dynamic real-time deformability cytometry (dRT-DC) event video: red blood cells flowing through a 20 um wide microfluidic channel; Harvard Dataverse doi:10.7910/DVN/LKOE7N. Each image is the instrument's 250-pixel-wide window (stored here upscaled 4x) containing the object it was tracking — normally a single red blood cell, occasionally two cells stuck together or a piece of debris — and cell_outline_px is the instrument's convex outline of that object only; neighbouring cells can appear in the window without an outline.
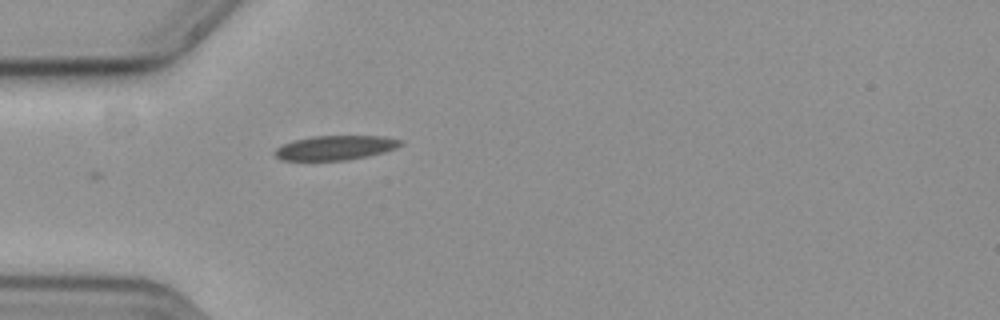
{"species": "common noctule bat (a hibernating species)", "species_latin": "Nyctalus noctula", "temperature_condition": "cold", "stored_images_in_passage": 3, "camera_frame_rate_fps": 3000, "um_per_image_px": 0.085, "animal": {"sex": "female", "body_mass_g": 19.3, "forearm_length_mm": 54.1}, "frame": {"image": 1, "passage_image": 1, "time_ms": 0.0, "image_size_px": [1000, 320], "cell_outline_px": [[404, 144], [396, 148], [384, 152], [368, 156], [348, 160], [280, 160], [272, 152], [276, 148], [292, 140], [312, 136], [384, 136], [404, 140]], "centroid_in_image_um": [28.53, 12.55], "position_along_channel_um": 56.5, "area_um2": 18.09}}